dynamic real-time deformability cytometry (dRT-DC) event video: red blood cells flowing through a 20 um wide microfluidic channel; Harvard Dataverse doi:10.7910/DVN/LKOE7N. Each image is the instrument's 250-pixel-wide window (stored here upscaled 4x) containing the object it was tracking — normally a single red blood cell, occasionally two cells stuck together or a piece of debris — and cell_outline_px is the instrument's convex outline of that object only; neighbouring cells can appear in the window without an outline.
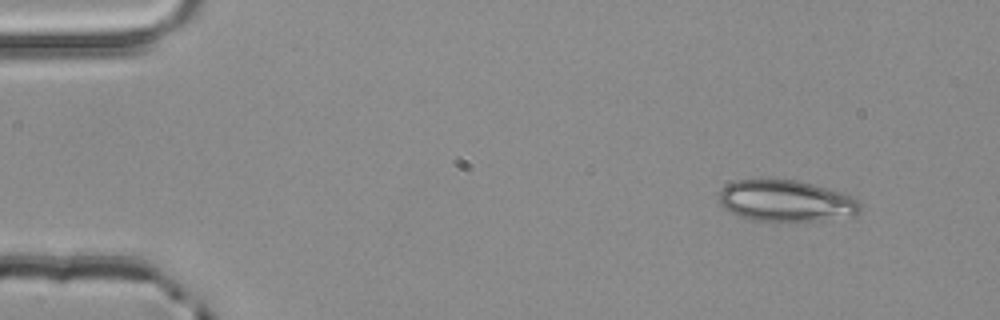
{"species": "common noctule bat (a hibernating species)", "species_latin": "Nyctalus noctula", "temperature_condition": "room temperature", "stored_images_in_passage": 3, "camera_frame_rate_fps": 3000, "um_per_image_px": 0.085, "animal": {"sex": "male", "body_mass_g": 20.4}, "frame": {"image": 1, "passage_image": 1, "time_ms": 0.0, "image_size_px": [1000, 320], "cell_outline_px": [[860, 208], [852, 216], [820, 220], [752, 220], [736, 216], [724, 208], [720, 204], [720, 192], [728, 184], [736, 180], [796, 180], [812, 184], [840, 192], [852, 196], [860, 204]], "centroid_in_image_um": [66.78, 17.08], "position_along_channel_um": 18.2, "area_um2": 33.41}}